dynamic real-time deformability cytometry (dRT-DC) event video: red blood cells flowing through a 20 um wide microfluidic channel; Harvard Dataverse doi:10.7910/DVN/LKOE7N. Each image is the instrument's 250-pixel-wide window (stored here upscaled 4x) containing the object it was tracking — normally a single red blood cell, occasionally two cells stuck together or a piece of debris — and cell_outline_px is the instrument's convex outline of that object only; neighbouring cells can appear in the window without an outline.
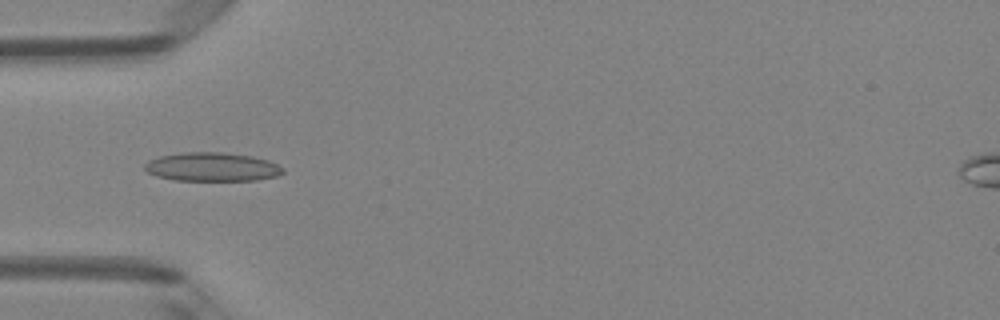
{"species": "Egyptian fruit bat (a non-hibernating species)", "species_latin": "Rousettus aegyptiacus", "temperature_condition": "room temperature", "stored_images_in_passage": 5, "camera_frame_rate_fps": 3000, "um_per_image_px": 0.085, "animal": {"sex": "female"}, "frame": {"image": 1, "passage_image": 4, "time_ms": 1.0, "image_size_px": [1000, 320], "cell_outline_px": [[284, 172], [276, 176], [256, 180], [172, 180], [156, 176], [148, 172], [144, 168], [144, 164], [148, 160], [160, 156], [184, 152], [220, 152], [252, 156], [268, 160], [284, 168]], "centroid_in_image_um": [18.0, 14.18], "position_along_channel_um": 67.0, "area_um2": 23.12}}
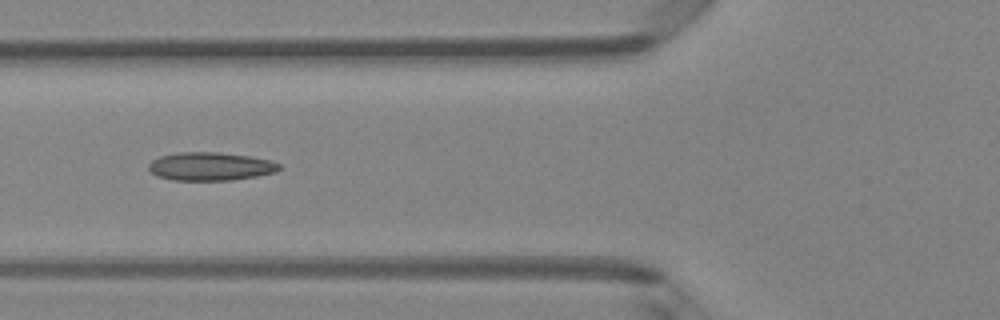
{"frame": {"image": 2, "passage_image": 5, "time_ms": 1.333, "image_size_px": [1000, 320], "cell_outline_px": [[280, 168], [276, 172], [256, 176], [232, 180], [172, 180], [156, 176], [148, 168], [148, 164], [152, 160], [160, 156], [176, 152], [216, 152], [252, 156], [272, 160], [280, 164]], "centroid_in_image_um": [17.89, 14.14], "position_along_channel_um": 107.9, "area_um2": 21.68}}